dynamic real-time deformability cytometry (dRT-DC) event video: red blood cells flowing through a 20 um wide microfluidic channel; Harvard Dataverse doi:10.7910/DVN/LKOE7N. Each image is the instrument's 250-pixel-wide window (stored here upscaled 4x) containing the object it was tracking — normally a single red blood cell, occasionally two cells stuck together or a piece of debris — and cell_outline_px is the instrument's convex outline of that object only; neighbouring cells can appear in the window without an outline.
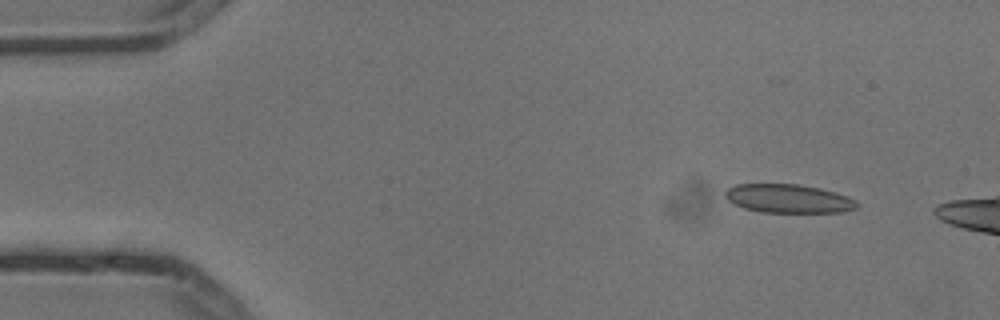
{"species": "common noctule bat (a hibernating species)", "species_latin": "Nyctalus noctula", "temperature_condition": "cold", "stored_images_in_passage": 6, "camera_frame_rate_fps": 3000, "um_per_image_px": 0.085, "animal": {"sex": "male", "body_mass_g": 13.3}, "frame": {"image": 1, "passage_image": 2, "time_ms": 0.333, "image_size_px": [1000, 320], "cell_outline_px": [[860, 204], [856, 208], [844, 212], [760, 212], [744, 208], [728, 200], [724, 196], [724, 192], [728, 188], [736, 184], [796, 184], [820, 188], [836, 192], [848, 196], [856, 200]], "centroid_in_image_um": [67.04, 16.88], "position_along_channel_um": 18.0, "area_um2": 22.08}}